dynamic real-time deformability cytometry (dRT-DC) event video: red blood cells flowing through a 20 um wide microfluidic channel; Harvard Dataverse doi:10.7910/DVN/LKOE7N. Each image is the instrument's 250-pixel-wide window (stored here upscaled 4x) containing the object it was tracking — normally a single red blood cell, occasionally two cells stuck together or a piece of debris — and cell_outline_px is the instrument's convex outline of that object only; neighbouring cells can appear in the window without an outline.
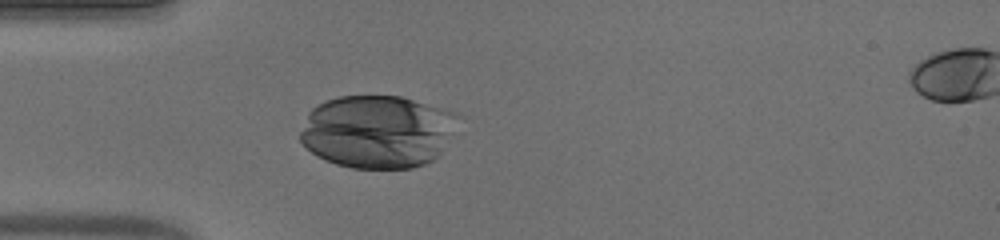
{"species": "human", "species_latin": "Homo sapiens", "temperature_condition": "warm", "stored_images_in_passage": 41, "camera_frame_rate_fps": 3000, "um_per_image_px": 0.085, "donor": {"sex": "male"}, "frame": {"image": 1, "passage_image": 13, "time_ms": 4.0, "image_size_px": [1000, 240], "cell_outline_px": [[460, 116], [440, 152], [432, 160], [424, 164], [412, 168], [352, 168], [336, 164], [324, 160], [316, 156], [300, 140], [300, 132], [308, 112], [312, 108], [328, 100], [340, 96], [400, 96], [452, 112]], "centroid_in_image_um": [32.03, 11.19], "position_along_channel_um": 53.0, "area_um2": 66.41}}
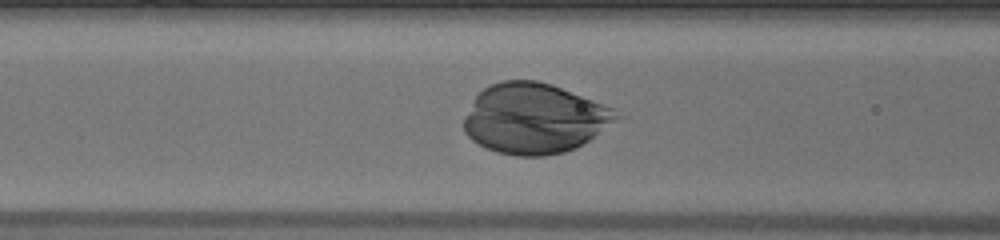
{"frame": {"image": 2, "passage_image": 19, "time_ms": 6.0, "image_size_px": [1000, 240], "cell_outline_px": [[620, 116], [588, 140], [576, 148], [564, 152], [544, 156], [516, 156], [496, 152], [472, 140], [464, 132], [464, 116], [472, 100], [488, 84], [500, 80], [536, 80], [552, 84], [612, 108]], "centroid_in_image_um": [45.35, 10.06], "position_along_channel_um": 121.3, "area_um2": 61.96}}
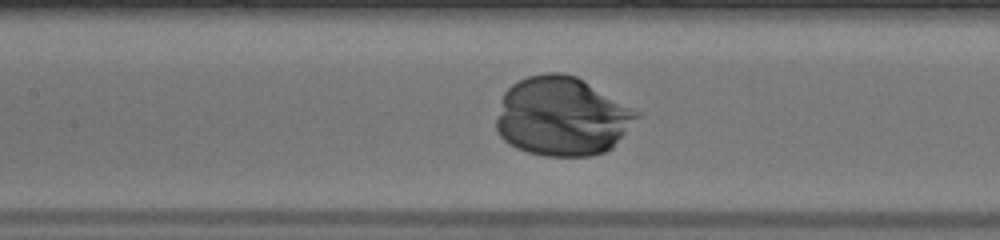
{"frame": {"image": 3, "passage_image": 22, "time_ms": 7.0, "image_size_px": [1000, 240], "cell_outline_px": [[640, 116], [612, 148], [604, 152], [592, 156], [544, 156], [528, 152], [516, 148], [508, 144], [500, 136], [496, 128], [496, 120], [504, 92], [512, 84], [528, 76], [544, 72], [564, 72], [576, 76], [640, 112]], "centroid_in_image_um": [47.76, 9.9], "position_along_channel_um": 159.6, "area_um2": 64.68}}